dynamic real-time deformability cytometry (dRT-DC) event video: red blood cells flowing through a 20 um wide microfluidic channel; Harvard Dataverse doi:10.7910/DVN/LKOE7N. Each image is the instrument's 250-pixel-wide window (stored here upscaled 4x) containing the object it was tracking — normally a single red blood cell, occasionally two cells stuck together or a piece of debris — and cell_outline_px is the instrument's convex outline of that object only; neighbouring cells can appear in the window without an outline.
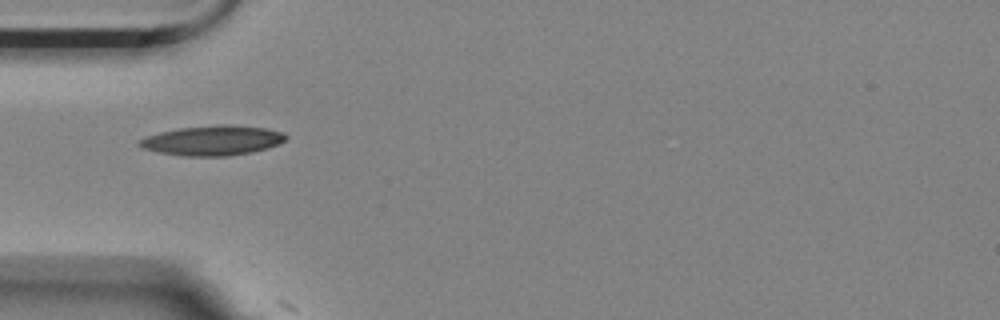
{"species": "Egyptian fruit bat (a non-hibernating species)", "species_latin": "Rousettus aegyptiacus", "temperature_condition": "room temperature", "stored_images_in_passage": 9, "camera_frame_rate_fps": 3000, "um_per_image_px": 0.085, "animal": {"sex": "female"}, "frame": {"image": 1, "passage_image": 1, "time_ms": 0.0, "image_size_px": [1000, 320], "cell_outline_px": [[288, 136], [280, 144], [268, 148], [252, 152], [228, 156], [184, 156], [156, 152], [144, 148], [136, 144], [144, 136], [160, 132], [180, 128], [224, 124], [228, 124], [268, 128], [284, 132]], "centroid_in_image_um": [18.09, 11.94], "position_along_channel_um": 66.9, "area_um2": 25.66}}
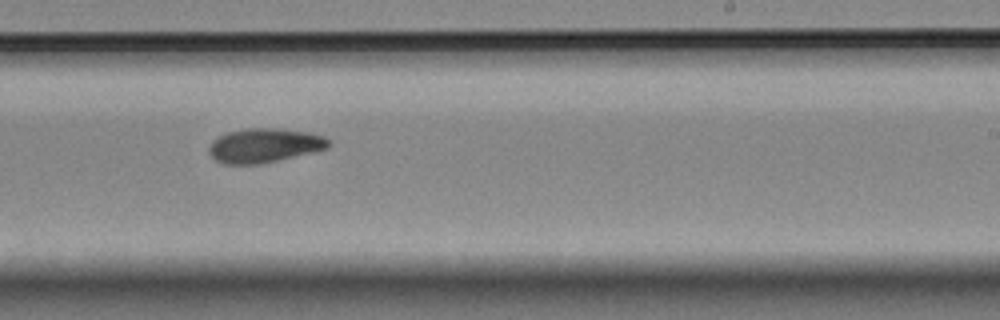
{"frame": {"image": 2, "passage_image": 6, "time_ms": 1.667, "image_size_px": [1000, 320], "cell_outline_px": [[332, 144], [328, 148], [312, 152], [260, 164], [224, 164], [216, 160], [208, 152], [208, 148], [212, 140], [228, 132], [248, 128], [276, 128], [308, 132], [324, 136]], "centroid_in_image_um": [22.47, 12.36], "position_along_channel_um": 266.5, "area_um2": 23.76}}
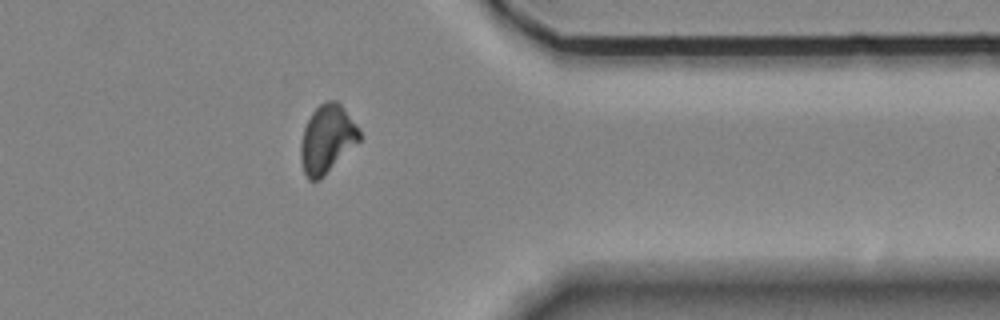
{"frame": {"image": 3, "passage_image": 9, "time_ms": 2.667, "image_size_px": [1000, 320], "cell_outline_px": [[360, 140], [320, 180], [308, 180], [304, 172], [300, 160], [300, 144], [304, 128], [312, 112], [320, 104], [328, 100], [336, 100], [344, 108], [360, 128]], "centroid_in_image_um": [27.79, 11.82], "position_along_channel_um": 383.6, "area_um2": 23.29}}